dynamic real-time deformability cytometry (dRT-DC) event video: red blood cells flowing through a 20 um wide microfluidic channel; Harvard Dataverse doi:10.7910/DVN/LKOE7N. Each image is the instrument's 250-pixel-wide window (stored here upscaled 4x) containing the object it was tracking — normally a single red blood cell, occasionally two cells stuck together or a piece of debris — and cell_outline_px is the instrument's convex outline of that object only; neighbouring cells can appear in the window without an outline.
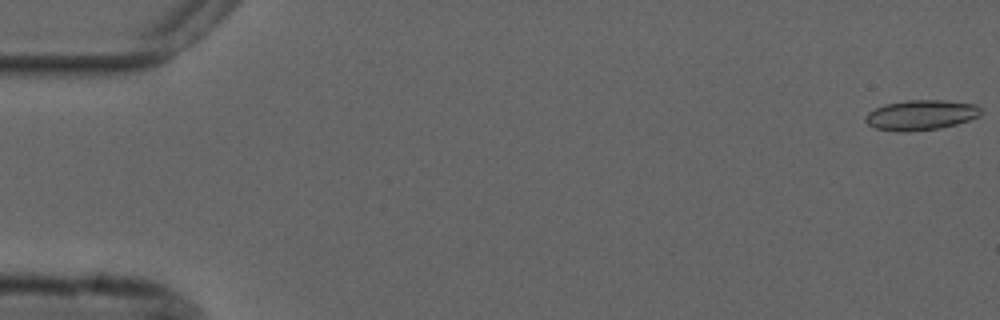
{"species": "common noctule bat (a hibernating species)", "species_latin": "Nyctalus noctula", "temperature_condition": "cold", "stored_images_in_passage": 55, "camera_frame_rate_fps": 3000, "um_per_image_px": 0.085, "animal": {"sex": "male", "forearm_length_mm": 52.5}, "frame": {"image": 1, "passage_image": 1, "time_ms": 0.0, "image_size_px": [1000, 320], "cell_outline_px": [[980, 116], [956, 124], [940, 128], [908, 132], [896, 132], [876, 128], [868, 124], [864, 120], [864, 116], [868, 112], [884, 104], [908, 100], [940, 100], [976, 104], [980, 108]], "centroid_in_image_um": [78.24, 9.78], "position_along_channel_um": 6.8, "area_um2": 20.29}}
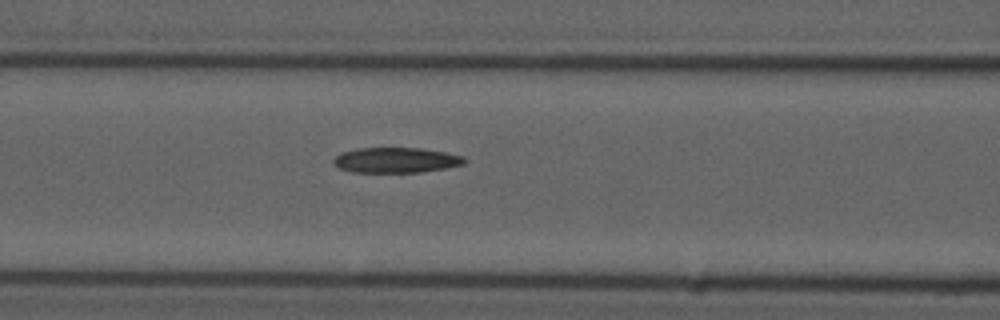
{"frame": {"image": 2, "passage_image": 23, "time_ms": 7.333, "image_size_px": [1000, 320], "cell_outline_px": [[468, 160], [464, 164], [444, 168], [420, 172], [352, 172], [340, 168], [332, 164], [332, 160], [340, 152], [356, 148], [420, 148], [444, 152], [464, 156]], "centroid_in_image_um": [33.63, 13.6], "position_along_channel_um": 133.0, "area_um2": 19.36}}
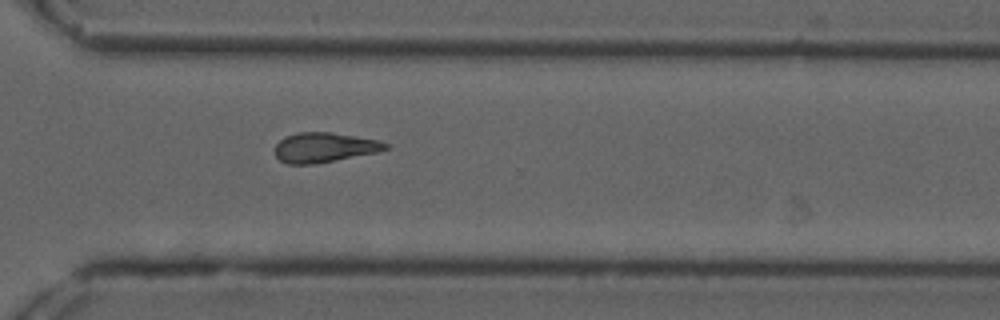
{"frame": {"image": 3, "passage_image": 40, "time_ms": 13.0, "image_size_px": [1000, 320], "cell_outline_px": [[388, 148], [380, 152], [316, 164], [288, 164], [280, 160], [276, 156], [276, 144], [284, 136], [296, 132], [332, 132], [376, 140], [388, 144]], "centroid_in_image_um": [27.56, 12.54], "position_along_channel_um": 343.0, "area_um2": 19.25}}